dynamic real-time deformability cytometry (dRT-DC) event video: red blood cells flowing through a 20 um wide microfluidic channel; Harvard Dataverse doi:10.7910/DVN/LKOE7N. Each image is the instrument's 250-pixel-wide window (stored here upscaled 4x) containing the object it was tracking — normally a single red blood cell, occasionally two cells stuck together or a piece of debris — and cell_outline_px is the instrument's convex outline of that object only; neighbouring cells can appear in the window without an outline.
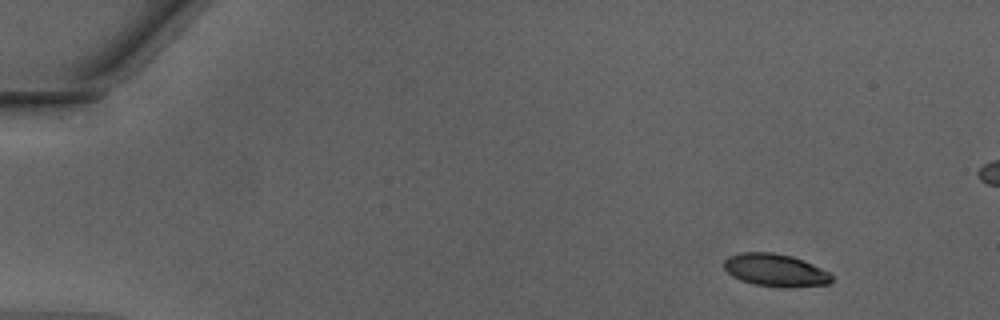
{"species": "Egyptian fruit bat (a non-hibernating species)", "species_latin": "Rousettus aegyptiacus", "temperature_condition": "warm", "stored_images_in_passage": 43, "camera_frame_rate_fps": 3000, "um_per_image_px": 0.085, "animal": {"sex": "male"}, "frame": {"image": 1, "passage_image": 1, "time_ms": 0.0, "image_size_px": [1000, 320], "cell_outline_px": [[832, 280], [828, 284], [788, 288], [784, 288], [752, 284], [740, 280], [732, 276], [724, 268], [724, 260], [728, 256], [740, 252], [772, 252], [792, 256], [804, 260], [828, 272], [832, 276]], "centroid_in_image_um": [65.88, 22.97], "position_along_channel_um": 19.1, "area_um2": 20.63}}
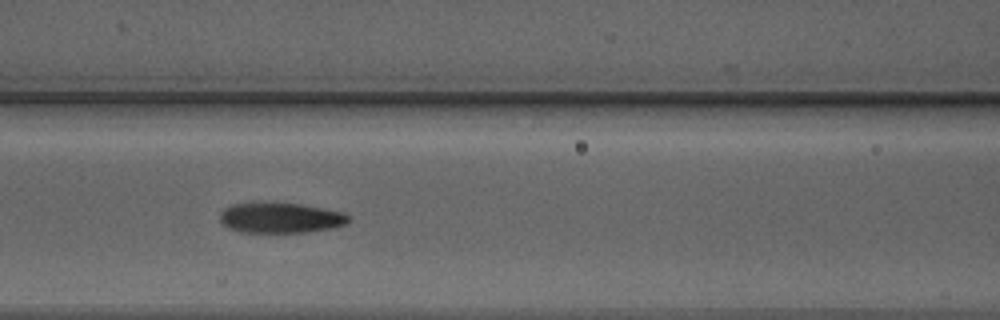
{"frame": {"image": 2, "passage_image": 18, "time_ms": 5.667, "image_size_px": [1000, 320], "cell_outline_px": [[348, 220], [344, 224], [332, 228], [304, 232], [244, 232], [228, 228], [220, 220], [220, 212], [224, 208], [232, 204], [260, 200], [300, 204], [344, 212], [348, 216]], "centroid_in_image_um": [23.77, 18.47], "position_along_channel_um": 142.8, "area_um2": 23.12}}
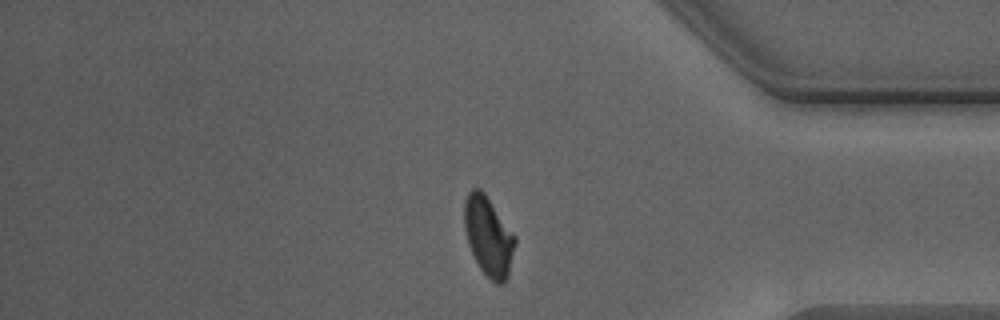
{"frame": {"image": 3, "passage_image": 37, "time_ms": 12.0, "image_size_px": [1000, 320], "cell_outline_px": [[516, 244], [508, 276], [500, 284], [496, 284], [480, 268], [468, 244], [464, 228], [464, 200], [468, 192], [472, 188], [480, 188], [484, 192], [516, 236]], "centroid_in_image_um": [41.52, 20.05], "position_along_channel_um": 393.7, "area_um2": 23.35}}